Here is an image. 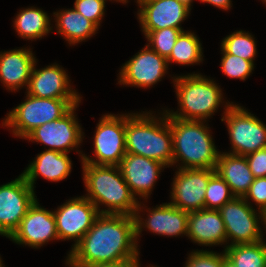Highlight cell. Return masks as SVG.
Here are the masks:
<instances>
[{"mask_svg":"<svg viewBox=\"0 0 266 267\" xmlns=\"http://www.w3.org/2000/svg\"><path fill=\"white\" fill-rule=\"evenodd\" d=\"M203 3H208L222 10H229L232 7L231 0H199Z\"/></svg>","mask_w":266,"mask_h":267,"instance_id":"37","label":"cell"},{"mask_svg":"<svg viewBox=\"0 0 266 267\" xmlns=\"http://www.w3.org/2000/svg\"><path fill=\"white\" fill-rule=\"evenodd\" d=\"M144 204L138 203L135 210V237L137 245L138 240L144 228L160 236L176 237L186 235L189 213L173 206L170 202L156 205L155 208H147V218H142Z\"/></svg>","mask_w":266,"mask_h":267,"instance_id":"13","label":"cell"},{"mask_svg":"<svg viewBox=\"0 0 266 267\" xmlns=\"http://www.w3.org/2000/svg\"><path fill=\"white\" fill-rule=\"evenodd\" d=\"M137 19L142 32L165 28L183 29L181 23L188 18L191 9L178 0H152L138 4Z\"/></svg>","mask_w":266,"mask_h":267,"instance_id":"19","label":"cell"},{"mask_svg":"<svg viewBox=\"0 0 266 267\" xmlns=\"http://www.w3.org/2000/svg\"><path fill=\"white\" fill-rule=\"evenodd\" d=\"M33 189L20 174L0 185V235L9 238L19 227L29 207L37 199Z\"/></svg>","mask_w":266,"mask_h":267,"instance_id":"11","label":"cell"},{"mask_svg":"<svg viewBox=\"0 0 266 267\" xmlns=\"http://www.w3.org/2000/svg\"><path fill=\"white\" fill-rule=\"evenodd\" d=\"M18 36L26 40H37L52 32L50 16L37 7L19 10L13 21Z\"/></svg>","mask_w":266,"mask_h":267,"instance_id":"25","label":"cell"},{"mask_svg":"<svg viewBox=\"0 0 266 267\" xmlns=\"http://www.w3.org/2000/svg\"><path fill=\"white\" fill-rule=\"evenodd\" d=\"M167 59L156 53L147 44L124 63L119 72V85L151 88L168 74Z\"/></svg>","mask_w":266,"mask_h":267,"instance_id":"14","label":"cell"},{"mask_svg":"<svg viewBox=\"0 0 266 267\" xmlns=\"http://www.w3.org/2000/svg\"><path fill=\"white\" fill-rule=\"evenodd\" d=\"M222 59L220 62V69L222 73L227 75L229 78H236L245 81L254 70V63L237 57L233 54H228L221 47Z\"/></svg>","mask_w":266,"mask_h":267,"instance_id":"31","label":"cell"},{"mask_svg":"<svg viewBox=\"0 0 266 267\" xmlns=\"http://www.w3.org/2000/svg\"><path fill=\"white\" fill-rule=\"evenodd\" d=\"M187 225V237L193 243L211 247L226 244L224 249L227 248L225 224L218 210L189 212Z\"/></svg>","mask_w":266,"mask_h":267,"instance_id":"20","label":"cell"},{"mask_svg":"<svg viewBox=\"0 0 266 267\" xmlns=\"http://www.w3.org/2000/svg\"><path fill=\"white\" fill-rule=\"evenodd\" d=\"M37 59L31 72L25 93L37 98L81 99L72 87L67 72L59 64L47 65L36 69Z\"/></svg>","mask_w":266,"mask_h":267,"instance_id":"17","label":"cell"},{"mask_svg":"<svg viewBox=\"0 0 266 267\" xmlns=\"http://www.w3.org/2000/svg\"><path fill=\"white\" fill-rule=\"evenodd\" d=\"M184 29L165 28L151 32H142L147 40V45L156 53L168 59L178 36Z\"/></svg>","mask_w":266,"mask_h":267,"instance_id":"30","label":"cell"},{"mask_svg":"<svg viewBox=\"0 0 266 267\" xmlns=\"http://www.w3.org/2000/svg\"><path fill=\"white\" fill-rule=\"evenodd\" d=\"M223 250L238 267H266L265 239L256 243L227 246Z\"/></svg>","mask_w":266,"mask_h":267,"instance_id":"27","label":"cell"},{"mask_svg":"<svg viewBox=\"0 0 266 267\" xmlns=\"http://www.w3.org/2000/svg\"><path fill=\"white\" fill-rule=\"evenodd\" d=\"M9 239L35 249L51 240L59 241L53 211L41 207L36 199Z\"/></svg>","mask_w":266,"mask_h":267,"instance_id":"16","label":"cell"},{"mask_svg":"<svg viewBox=\"0 0 266 267\" xmlns=\"http://www.w3.org/2000/svg\"><path fill=\"white\" fill-rule=\"evenodd\" d=\"M221 116L232 146L226 153L246 156L266 147V124L246 108L234 103Z\"/></svg>","mask_w":266,"mask_h":267,"instance_id":"9","label":"cell"},{"mask_svg":"<svg viewBox=\"0 0 266 267\" xmlns=\"http://www.w3.org/2000/svg\"><path fill=\"white\" fill-rule=\"evenodd\" d=\"M119 168L132 194L139 199L147 200L161 170L167 167L156 160L126 152Z\"/></svg>","mask_w":266,"mask_h":267,"instance_id":"18","label":"cell"},{"mask_svg":"<svg viewBox=\"0 0 266 267\" xmlns=\"http://www.w3.org/2000/svg\"><path fill=\"white\" fill-rule=\"evenodd\" d=\"M254 36L243 30L235 31L221 41V47L228 53L254 63L257 54Z\"/></svg>","mask_w":266,"mask_h":267,"instance_id":"28","label":"cell"},{"mask_svg":"<svg viewBox=\"0 0 266 267\" xmlns=\"http://www.w3.org/2000/svg\"><path fill=\"white\" fill-rule=\"evenodd\" d=\"M53 17L56 23V33L63 36V39L71 46L86 41L88 38L90 39L99 30L92 21L85 18L74 8L60 9L53 12Z\"/></svg>","mask_w":266,"mask_h":267,"instance_id":"24","label":"cell"},{"mask_svg":"<svg viewBox=\"0 0 266 267\" xmlns=\"http://www.w3.org/2000/svg\"><path fill=\"white\" fill-rule=\"evenodd\" d=\"M139 262H110L89 265H68L69 267H140Z\"/></svg>","mask_w":266,"mask_h":267,"instance_id":"36","label":"cell"},{"mask_svg":"<svg viewBox=\"0 0 266 267\" xmlns=\"http://www.w3.org/2000/svg\"><path fill=\"white\" fill-rule=\"evenodd\" d=\"M26 48L0 52V82L8 91L28 87L36 57L32 49Z\"/></svg>","mask_w":266,"mask_h":267,"instance_id":"21","label":"cell"},{"mask_svg":"<svg viewBox=\"0 0 266 267\" xmlns=\"http://www.w3.org/2000/svg\"><path fill=\"white\" fill-rule=\"evenodd\" d=\"M203 48L200 39L192 31H182L167 59L171 63L180 65H196L203 62Z\"/></svg>","mask_w":266,"mask_h":267,"instance_id":"26","label":"cell"},{"mask_svg":"<svg viewBox=\"0 0 266 267\" xmlns=\"http://www.w3.org/2000/svg\"><path fill=\"white\" fill-rule=\"evenodd\" d=\"M97 123L93 137L94 158L88 157L78 148L81 163L94 165L119 166L126 154L125 114H103Z\"/></svg>","mask_w":266,"mask_h":267,"instance_id":"8","label":"cell"},{"mask_svg":"<svg viewBox=\"0 0 266 267\" xmlns=\"http://www.w3.org/2000/svg\"><path fill=\"white\" fill-rule=\"evenodd\" d=\"M188 255L185 267H222L226 253L223 251L219 254L202 249L191 251Z\"/></svg>","mask_w":266,"mask_h":267,"instance_id":"32","label":"cell"},{"mask_svg":"<svg viewBox=\"0 0 266 267\" xmlns=\"http://www.w3.org/2000/svg\"><path fill=\"white\" fill-rule=\"evenodd\" d=\"M134 216L99 214L92 227L69 251L66 265L140 262Z\"/></svg>","mask_w":266,"mask_h":267,"instance_id":"1","label":"cell"},{"mask_svg":"<svg viewBox=\"0 0 266 267\" xmlns=\"http://www.w3.org/2000/svg\"><path fill=\"white\" fill-rule=\"evenodd\" d=\"M59 240H74L71 249L83 238L99 215L96 206L84 195L66 200L53 211Z\"/></svg>","mask_w":266,"mask_h":267,"instance_id":"12","label":"cell"},{"mask_svg":"<svg viewBox=\"0 0 266 267\" xmlns=\"http://www.w3.org/2000/svg\"><path fill=\"white\" fill-rule=\"evenodd\" d=\"M114 1H116V2H120V3H122V4H126V3L129 2L128 0H114Z\"/></svg>","mask_w":266,"mask_h":267,"instance_id":"41","label":"cell"},{"mask_svg":"<svg viewBox=\"0 0 266 267\" xmlns=\"http://www.w3.org/2000/svg\"><path fill=\"white\" fill-rule=\"evenodd\" d=\"M106 2V0H75L73 8L100 28L105 15Z\"/></svg>","mask_w":266,"mask_h":267,"instance_id":"33","label":"cell"},{"mask_svg":"<svg viewBox=\"0 0 266 267\" xmlns=\"http://www.w3.org/2000/svg\"><path fill=\"white\" fill-rule=\"evenodd\" d=\"M72 161L68 153L49 150L46 148L34 158L33 162L21 173L26 182L34 189L35 181L40 176L51 182L66 179L71 173Z\"/></svg>","mask_w":266,"mask_h":267,"instance_id":"22","label":"cell"},{"mask_svg":"<svg viewBox=\"0 0 266 267\" xmlns=\"http://www.w3.org/2000/svg\"><path fill=\"white\" fill-rule=\"evenodd\" d=\"M178 1L185 4L187 7H189L192 10L191 6H193L192 3L194 0H178Z\"/></svg>","mask_w":266,"mask_h":267,"instance_id":"39","label":"cell"},{"mask_svg":"<svg viewBox=\"0 0 266 267\" xmlns=\"http://www.w3.org/2000/svg\"><path fill=\"white\" fill-rule=\"evenodd\" d=\"M171 78L180 109L178 108L175 112L165 109L167 116L206 122L217 112L221 104L224 105V110H228L233 104V102H225L221 87L214 79L203 76V74L193 72Z\"/></svg>","mask_w":266,"mask_h":267,"instance_id":"4","label":"cell"},{"mask_svg":"<svg viewBox=\"0 0 266 267\" xmlns=\"http://www.w3.org/2000/svg\"><path fill=\"white\" fill-rule=\"evenodd\" d=\"M125 114L126 152L156 160L166 167L173 164V138L170 116L165 110Z\"/></svg>","mask_w":266,"mask_h":267,"instance_id":"2","label":"cell"},{"mask_svg":"<svg viewBox=\"0 0 266 267\" xmlns=\"http://www.w3.org/2000/svg\"><path fill=\"white\" fill-rule=\"evenodd\" d=\"M243 198L251 206V201H253L257 207L256 209L266 215V177L254 178L253 183Z\"/></svg>","mask_w":266,"mask_h":267,"instance_id":"34","label":"cell"},{"mask_svg":"<svg viewBox=\"0 0 266 267\" xmlns=\"http://www.w3.org/2000/svg\"><path fill=\"white\" fill-rule=\"evenodd\" d=\"M245 157L254 178L266 177V147Z\"/></svg>","mask_w":266,"mask_h":267,"instance_id":"35","label":"cell"},{"mask_svg":"<svg viewBox=\"0 0 266 267\" xmlns=\"http://www.w3.org/2000/svg\"><path fill=\"white\" fill-rule=\"evenodd\" d=\"M218 211L225 224L227 246L264 240L266 215L251 206L243 197H234Z\"/></svg>","mask_w":266,"mask_h":267,"instance_id":"7","label":"cell"},{"mask_svg":"<svg viewBox=\"0 0 266 267\" xmlns=\"http://www.w3.org/2000/svg\"><path fill=\"white\" fill-rule=\"evenodd\" d=\"M234 197L229 185L215 172L209 178L205 192L204 208L219 210Z\"/></svg>","mask_w":266,"mask_h":267,"instance_id":"29","label":"cell"},{"mask_svg":"<svg viewBox=\"0 0 266 267\" xmlns=\"http://www.w3.org/2000/svg\"><path fill=\"white\" fill-rule=\"evenodd\" d=\"M74 105L63 117L31 131L24 139L49 146V150L69 153L83 142L84 132L76 117Z\"/></svg>","mask_w":266,"mask_h":267,"instance_id":"10","label":"cell"},{"mask_svg":"<svg viewBox=\"0 0 266 267\" xmlns=\"http://www.w3.org/2000/svg\"><path fill=\"white\" fill-rule=\"evenodd\" d=\"M222 267H238L233 261H231L227 256L223 259Z\"/></svg>","mask_w":266,"mask_h":267,"instance_id":"38","label":"cell"},{"mask_svg":"<svg viewBox=\"0 0 266 267\" xmlns=\"http://www.w3.org/2000/svg\"><path fill=\"white\" fill-rule=\"evenodd\" d=\"M150 1H152V0H136L135 2L137 4H144V3H147V2H150Z\"/></svg>","mask_w":266,"mask_h":267,"instance_id":"40","label":"cell"},{"mask_svg":"<svg viewBox=\"0 0 266 267\" xmlns=\"http://www.w3.org/2000/svg\"><path fill=\"white\" fill-rule=\"evenodd\" d=\"M205 121L170 116L173 138V164L178 169H215L219 152ZM181 165V166H180Z\"/></svg>","mask_w":266,"mask_h":267,"instance_id":"5","label":"cell"},{"mask_svg":"<svg viewBox=\"0 0 266 267\" xmlns=\"http://www.w3.org/2000/svg\"><path fill=\"white\" fill-rule=\"evenodd\" d=\"M85 197L97 208L99 214H124L134 216L140 202L125 182L119 166L81 163ZM105 206L100 209V205Z\"/></svg>","mask_w":266,"mask_h":267,"instance_id":"3","label":"cell"},{"mask_svg":"<svg viewBox=\"0 0 266 267\" xmlns=\"http://www.w3.org/2000/svg\"><path fill=\"white\" fill-rule=\"evenodd\" d=\"M215 172L229 185L235 197H244L254 181L245 156L219 152Z\"/></svg>","mask_w":266,"mask_h":267,"instance_id":"23","label":"cell"},{"mask_svg":"<svg viewBox=\"0 0 266 267\" xmlns=\"http://www.w3.org/2000/svg\"><path fill=\"white\" fill-rule=\"evenodd\" d=\"M25 101L9 111L2 121V126L11 129L12 134L24 139L31 131L63 117L82 99L37 98L26 94Z\"/></svg>","mask_w":266,"mask_h":267,"instance_id":"6","label":"cell"},{"mask_svg":"<svg viewBox=\"0 0 266 267\" xmlns=\"http://www.w3.org/2000/svg\"><path fill=\"white\" fill-rule=\"evenodd\" d=\"M0 267H5V265L3 264V260H1V256H0Z\"/></svg>","mask_w":266,"mask_h":267,"instance_id":"42","label":"cell"},{"mask_svg":"<svg viewBox=\"0 0 266 267\" xmlns=\"http://www.w3.org/2000/svg\"><path fill=\"white\" fill-rule=\"evenodd\" d=\"M170 193L171 204L186 212L204 209L205 192L215 169H178Z\"/></svg>","mask_w":266,"mask_h":267,"instance_id":"15","label":"cell"}]
</instances>
